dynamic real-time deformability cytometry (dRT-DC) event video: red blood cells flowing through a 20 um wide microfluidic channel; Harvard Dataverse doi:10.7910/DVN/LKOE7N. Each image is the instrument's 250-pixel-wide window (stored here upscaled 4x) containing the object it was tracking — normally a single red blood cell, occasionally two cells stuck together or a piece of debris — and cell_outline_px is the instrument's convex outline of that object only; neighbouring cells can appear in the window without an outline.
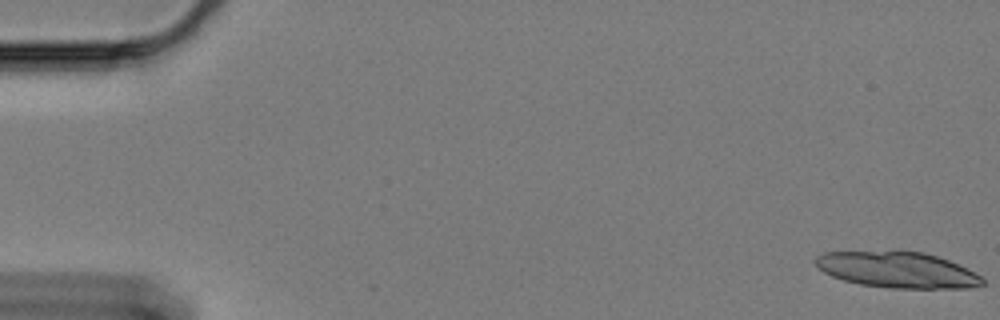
{"species": "Egyptian fruit bat (a non-hibernating species)", "species_latin": "Rousettus aegyptiacus", "temperature_condition": "cold", "stored_images_in_passage": 19, "camera_frame_rate_fps": 3000, "um_per_image_px": 0.085, "animal": {"sex": "female"}, "frame": {"image": 1, "passage_image": 1, "time_ms": 0.0, "image_size_px": [1000, 320], "cell_outline_px": [[984, 284], [972, 288], [892, 288], [860, 284], [844, 280], [832, 276], [824, 272], [812, 260], [816, 256], [824, 252], [924, 252], [948, 260], [980, 276], [984, 280]], "centroid_in_image_um": [76.26, 22.95], "position_along_channel_um": 8.7, "area_um2": 34.39}}